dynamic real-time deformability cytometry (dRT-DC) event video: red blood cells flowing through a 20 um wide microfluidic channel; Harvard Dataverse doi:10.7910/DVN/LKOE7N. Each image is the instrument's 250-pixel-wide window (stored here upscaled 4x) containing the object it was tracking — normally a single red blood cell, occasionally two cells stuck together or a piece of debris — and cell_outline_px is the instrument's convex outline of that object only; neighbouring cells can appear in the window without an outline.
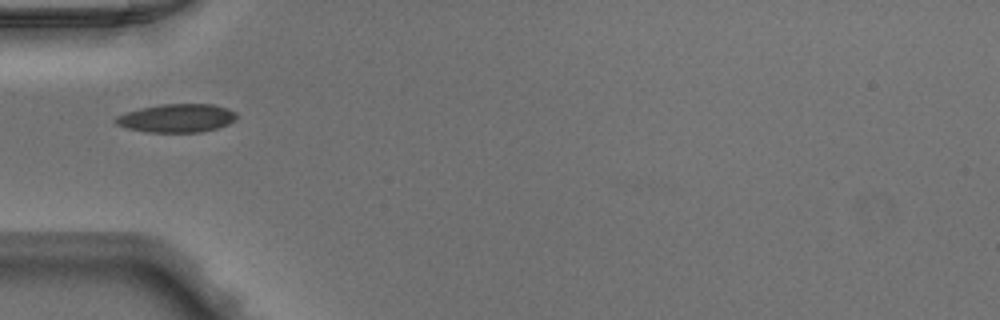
{"species": "Egyptian fruit bat (a non-hibernating species)", "species_latin": "Rousettus aegyptiacus", "temperature_condition": "warm", "stored_images_in_passage": 34, "camera_frame_rate_fps": 3000, "um_per_image_px": 0.085, "animal": {"sex": "male"}, "frame": {"image": 1, "passage_image": 1, "time_ms": 0.0, "image_size_px": [1000, 320], "cell_outline_px": [[240, 116], [236, 120], [228, 124], [216, 128], [200, 132], [148, 132], [128, 128], [116, 124], [112, 120], [116, 116], [140, 108], [160, 104], [212, 104], [228, 108], [236, 112]], "centroid_in_image_um": [15.06, 10.03], "position_along_channel_um": 69.9, "area_um2": 20.11}}
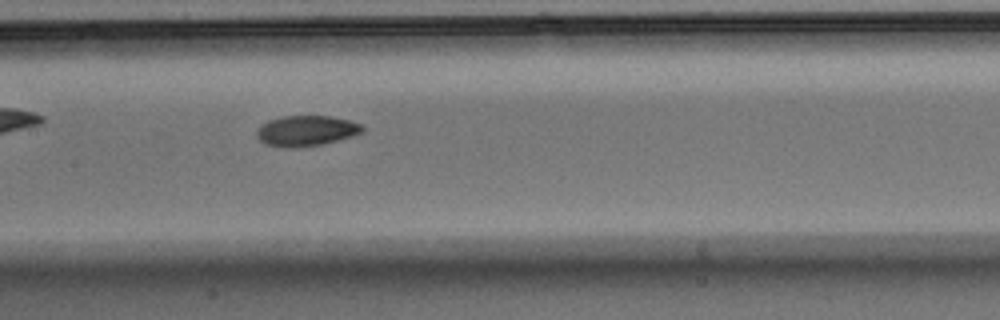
{"frame": {"image": 2, "passage_image": 9, "time_ms": 2.667, "image_size_px": [1000, 320], "cell_outline_px": [[364, 132], [352, 136], [324, 144], [284, 148], [264, 144], [256, 136], [256, 128], [268, 120], [284, 116], [332, 116], [364, 124]], "centroid_in_image_um": [26.03, 11.11], "position_along_channel_um": 181.4, "area_um2": 18.96}}
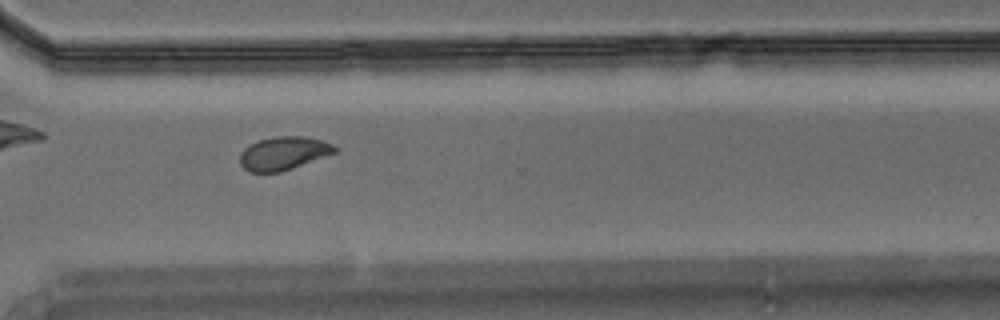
{"frame": {"image": 3, "passage_image": 21, "time_ms": 6.667, "image_size_px": [1000, 320], "cell_outline_px": [[336, 152], [280, 172], [248, 172], [240, 164], [240, 152], [248, 144], [272, 136], [304, 136], [320, 140], [332, 144], [336, 148]], "centroid_in_image_um": [24.04, 13.02], "position_along_channel_um": 346.6, "area_um2": 18.26}}